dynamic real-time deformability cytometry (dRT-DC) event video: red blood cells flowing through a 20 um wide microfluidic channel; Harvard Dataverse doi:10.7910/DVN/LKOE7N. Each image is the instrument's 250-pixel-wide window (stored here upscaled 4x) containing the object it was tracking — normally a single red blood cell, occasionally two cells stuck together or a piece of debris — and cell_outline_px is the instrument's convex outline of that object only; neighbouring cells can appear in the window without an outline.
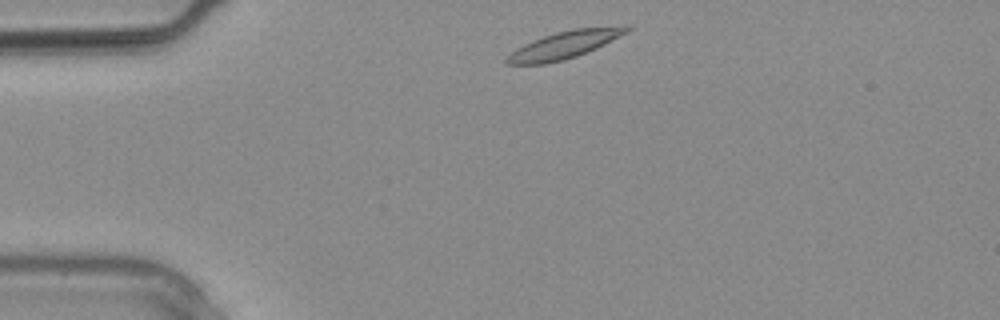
{"species": "common noctule bat (a hibernating species)", "species_latin": "Nyctalus noctula", "temperature_condition": "warm", "stored_images_in_passage": 9, "camera_frame_rate_fps": 3000, "um_per_image_px": 0.085, "animal": {"sex": "male", "body_mass_g": 20.4}, "frame": {"image": 1, "passage_image": 1, "time_ms": 0.0, "image_size_px": [1000, 320], "cell_outline_px": [[632, 28], [628, 32], [596, 48], [576, 56], [564, 60], [544, 64], [508, 64], [504, 60], [516, 48], [524, 44], [544, 36], [556, 32], [572, 28], [628, 24]], "centroid_in_image_um": [48.05, 3.78], "position_along_channel_um": 36.9, "area_um2": 19.25}}
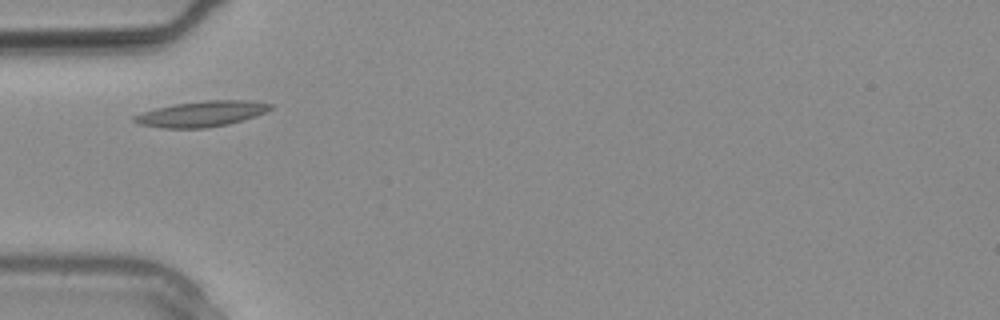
{"frame": {"image": 2, "passage_image": 4, "time_ms": 1.0, "image_size_px": [1000, 320], "cell_outline_px": [[272, 108], [264, 112], [228, 124], [204, 128], [164, 128], [140, 124], [132, 120], [132, 116], [156, 108], [176, 104], [208, 100], [244, 100], [272, 104]], "centroid_in_image_um": [17.09, 9.68], "position_along_channel_um": 67.9, "area_um2": 19.83}}